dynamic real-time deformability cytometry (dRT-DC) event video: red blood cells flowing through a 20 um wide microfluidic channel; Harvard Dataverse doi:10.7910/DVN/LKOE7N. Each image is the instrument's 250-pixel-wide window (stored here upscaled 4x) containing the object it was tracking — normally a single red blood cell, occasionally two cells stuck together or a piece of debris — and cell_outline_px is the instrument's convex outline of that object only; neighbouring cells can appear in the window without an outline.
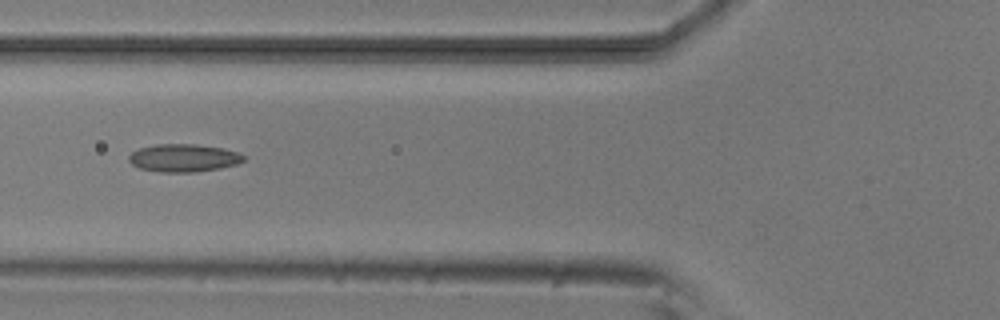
{"species": "common noctule bat (a hibernating species)", "species_latin": "Nyctalus noctula", "temperature_condition": "room temperature", "stored_images_in_passage": 4, "camera_frame_rate_fps": 3000, "um_per_image_px": 0.085, "animal": {"sex": "male", "body_mass_g": 20.5, "forearm_length_mm": 52.5}, "frame": {"image": 1, "passage_image": 4, "time_ms": 3.333, "image_size_px": [1000, 320], "cell_outline_px": [[244, 160], [236, 164], [220, 168], [196, 172], [160, 172], [140, 168], [132, 164], [128, 160], [128, 156], [132, 152], [140, 148], [156, 144], [192, 144], [220, 148], [240, 152], [244, 156]], "centroid_in_image_um": [15.59, 13.43], "position_along_channel_um": 110.2, "area_um2": 18.5}}